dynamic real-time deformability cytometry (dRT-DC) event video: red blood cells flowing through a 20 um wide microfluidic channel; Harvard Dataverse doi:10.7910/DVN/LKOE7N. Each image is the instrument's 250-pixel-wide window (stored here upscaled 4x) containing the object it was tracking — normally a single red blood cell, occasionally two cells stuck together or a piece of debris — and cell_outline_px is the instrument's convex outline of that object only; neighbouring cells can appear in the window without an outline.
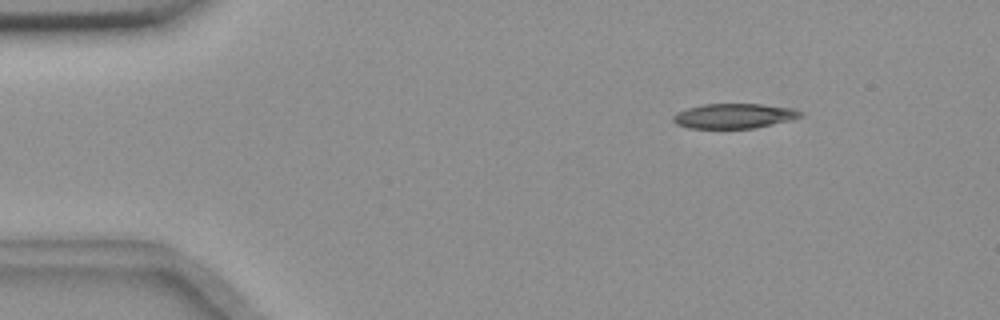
{"species": "common noctule bat (a hibernating species)", "species_latin": "Nyctalus noctula", "temperature_condition": "room temperature", "stored_images_in_passage": 49, "camera_frame_rate_fps": 3000, "um_per_image_px": 0.085, "animal": {"sex": "female", "body_mass_g": 18.4}, "frame": {"image": 1, "passage_image": 2, "time_ms": 0.333, "image_size_px": [1000, 320], "cell_outline_px": [[804, 116], [792, 120], [756, 128], [688, 128], [676, 124], [672, 120], [672, 116], [676, 112], [688, 108], [704, 104], [760, 104], [792, 108], [804, 112]], "centroid_in_image_um": [62.42, 9.86], "position_along_channel_um": 22.6, "area_um2": 18.61}}
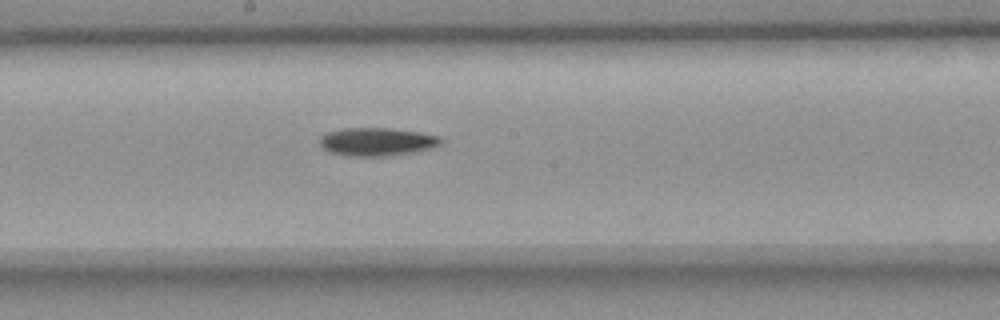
{"frame": {"image": 2, "passage_image": 24, "time_ms": 7.667, "image_size_px": [1000, 320], "cell_outline_px": [[444, 140], [440, 144], [432, 148], [416, 152], [392, 156], [348, 156], [332, 152], [324, 148], [320, 144], [320, 136], [328, 132], [344, 128], [388, 128], [420, 132], [440, 136]], "centroid_in_image_um": [32.09, 12.05], "position_along_channel_um": 216.1, "area_um2": 20.0}}
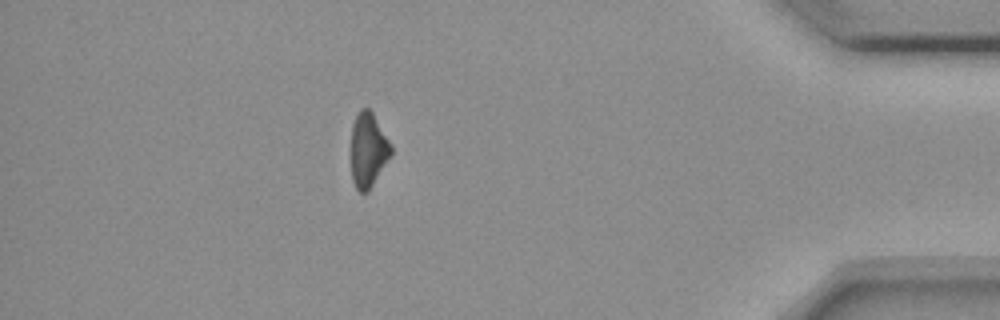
{"frame": {"image": 3, "passage_image": 43, "time_ms": 14.0, "image_size_px": [1000, 320], "cell_outline_px": [[392, 152], [368, 192], [360, 192], [356, 188], [352, 180], [352, 124], [360, 108], [368, 108], [372, 112], [392, 144]], "centroid_in_image_um": [31.3, 12.73], "position_along_channel_um": 403.9, "area_um2": 17.11}, "authors_computed_cell_mechanics": {"area_um2": 18.9006, "velocity_mm_per_s": 3.6876, "shape_relaxation_time_tau1_ms": 7.8466, "shape_relaxation_time_tau2_ms": null, "deformation_change_tau1": 0.1632, "deformation_change_tau2": null}}